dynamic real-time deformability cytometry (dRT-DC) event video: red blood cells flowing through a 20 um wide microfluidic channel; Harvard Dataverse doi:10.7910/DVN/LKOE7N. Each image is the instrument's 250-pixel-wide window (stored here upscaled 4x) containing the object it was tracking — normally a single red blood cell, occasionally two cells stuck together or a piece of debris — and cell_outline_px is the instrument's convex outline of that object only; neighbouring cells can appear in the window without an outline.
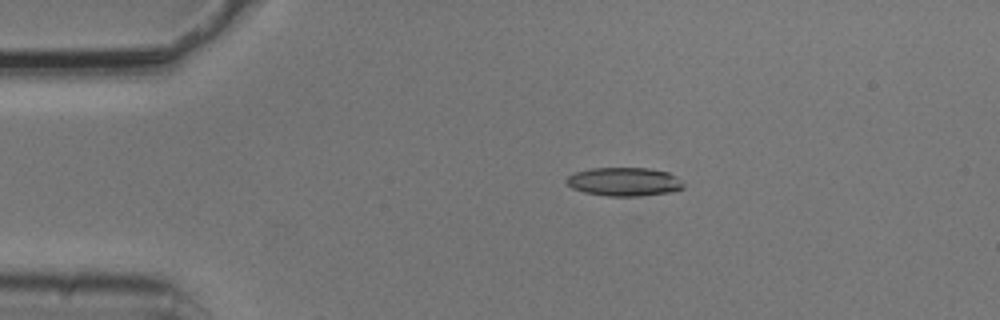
{"species": "common noctule bat (a hibernating species)", "species_latin": "Nyctalus noctula", "temperature_condition": "cold", "stored_images_in_passage": 3, "camera_frame_rate_fps": 3000, "um_per_image_px": 0.085, "animal": {"sex": "male", "body_mass_g": 20.5, "forearm_length_mm": 52.5}, "frame": {"image": 1, "passage_image": 1, "time_ms": 0.0, "image_size_px": [1000, 320], "cell_outline_px": [[684, 188], [676, 192], [640, 196], [608, 196], [584, 192], [572, 188], [564, 180], [568, 176], [576, 172], [588, 168], [648, 168], [668, 172], [676, 176], [684, 184]], "centroid_in_image_um": [53.08, 15.45], "position_along_channel_um": 31.9, "area_um2": 19.71}}
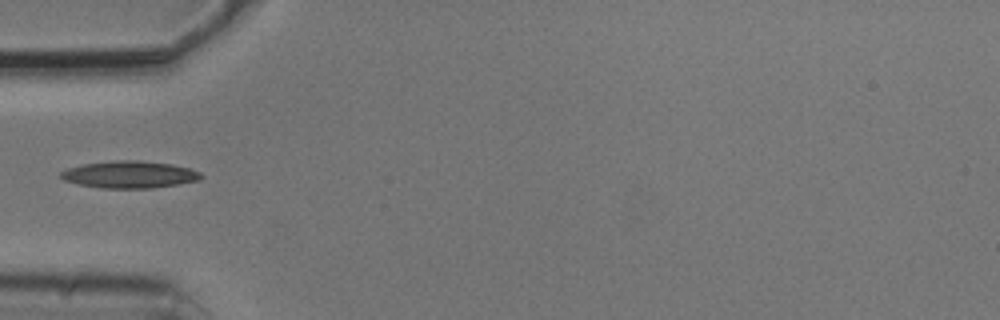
{"frame": {"image": 2, "passage_image": 3, "time_ms": 0.667, "image_size_px": [1000, 320], "cell_outline_px": [[204, 176], [200, 180], [152, 188], [104, 188], [80, 184], [64, 180], [60, 176], [60, 172], [68, 168], [84, 164], [112, 160], [140, 160], [172, 164], [192, 168], [200, 172]], "centroid_in_image_um": [11.05, 14.82], "position_along_channel_um": 73.9, "area_um2": 22.14}}